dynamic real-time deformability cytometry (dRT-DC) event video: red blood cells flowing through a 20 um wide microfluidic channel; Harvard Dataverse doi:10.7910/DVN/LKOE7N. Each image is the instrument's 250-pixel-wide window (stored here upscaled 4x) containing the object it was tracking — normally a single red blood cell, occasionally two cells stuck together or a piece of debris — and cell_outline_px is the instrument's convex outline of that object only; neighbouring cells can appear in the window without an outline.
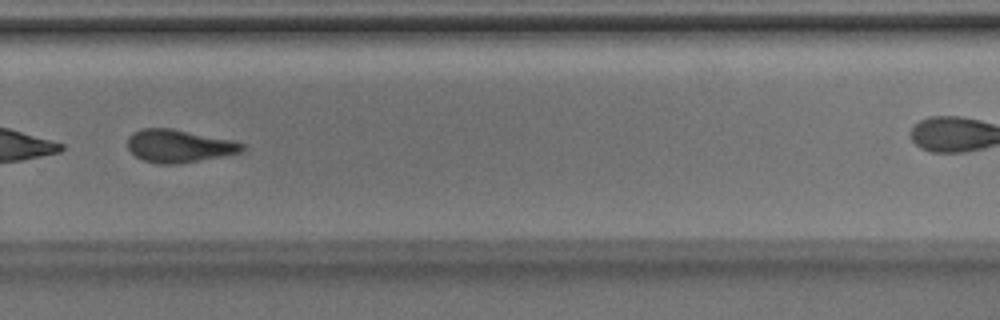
{"species": "Egyptian fruit bat (a non-hibernating species)", "species_latin": "Rousettus aegyptiacus", "temperature_condition": "room temperature", "stored_images_in_passage": 42, "camera_frame_rate_fps": 3000, "um_per_image_px": 0.085, "animal": {"sex": "male"}, "frame": {"image": 1, "passage_image": 34, "time_ms": 11.0, "image_size_px": [1000, 320], "cell_outline_px": [[236, 148], [228, 152], [180, 160], [152, 160], [140, 156], [132, 148], [132, 140], [140, 132], [176, 132], [236, 144]], "centroid_in_image_um": [15.05, 12.42], "position_along_channel_um": 314.8, "area_um2": 15.61}, "authors_computed_cell_mechanics": {"area_um2": 15.6638, "velocity_mm_per_s": 3.987, "shape_relaxation_time_tau1_ms": null, "shape_relaxation_time_tau2_ms": 8.1572, "deformation_change_tau1": null, "deformation_change_tau2": 0.1968}}